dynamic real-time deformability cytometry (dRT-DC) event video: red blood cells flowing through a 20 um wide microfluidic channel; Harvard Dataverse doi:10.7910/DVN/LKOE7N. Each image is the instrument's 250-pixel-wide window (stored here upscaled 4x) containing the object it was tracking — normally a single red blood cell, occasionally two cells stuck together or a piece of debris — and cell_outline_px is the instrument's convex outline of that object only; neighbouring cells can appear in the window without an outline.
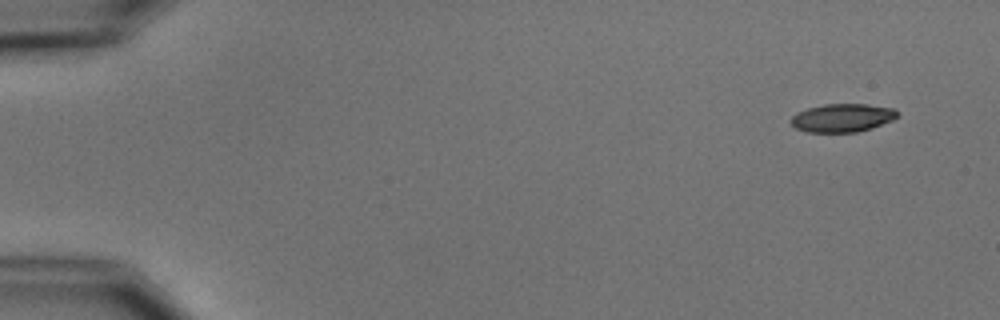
{"species": "common noctule bat (a hibernating species)", "species_latin": "Nyctalus noctula", "temperature_condition": "cold", "stored_images_in_passage": 7, "camera_frame_rate_fps": 3000, "um_per_image_px": 0.085, "animal": {"sex": "male", "body_mass_g": 15.6}, "frame": {"image": 1, "passage_image": 1, "time_ms": 0.0, "image_size_px": [1000, 320], "cell_outline_px": [[896, 116], [892, 120], [872, 128], [856, 132], [808, 132], [796, 128], [788, 120], [796, 112], [808, 108], [824, 104], [868, 104], [896, 108]], "centroid_in_image_um": [71.57, 10.01], "position_along_channel_um": 13.4, "area_um2": 17.57}}
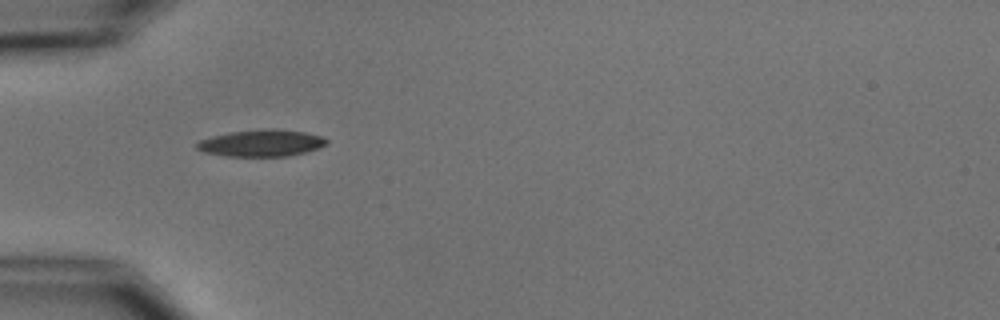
{"frame": {"image": 2, "passage_image": 5, "time_ms": 4.667, "image_size_px": [1000, 320], "cell_outline_px": [[328, 144], [308, 152], [288, 156], [224, 156], [204, 152], [196, 148], [196, 144], [200, 140], [212, 136], [232, 132], [268, 128], [272, 128], [304, 132], [320, 136], [328, 140]], "centroid_in_image_um": [22.24, 12.17], "position_along_channel_um": 62.8, "area_um2": 20.23}}